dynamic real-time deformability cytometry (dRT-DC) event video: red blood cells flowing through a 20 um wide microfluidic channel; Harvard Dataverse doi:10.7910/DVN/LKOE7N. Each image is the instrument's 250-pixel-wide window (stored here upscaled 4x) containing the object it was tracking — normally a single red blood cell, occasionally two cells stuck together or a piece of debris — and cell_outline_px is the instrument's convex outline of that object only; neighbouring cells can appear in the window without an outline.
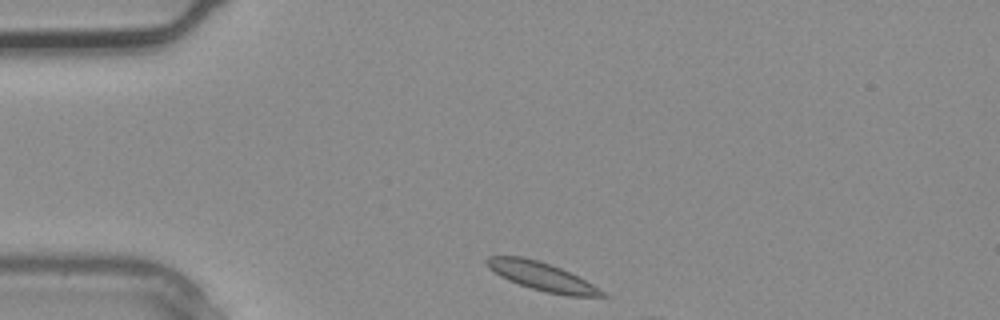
{"species": "common noctule bat (a hibernating species)", "species_latin": "Nyctalus noctula", "temperature_condition": "warm", "stored_images_in_passage": 2, "camera_frame_rate_fps": 3000, "um_per_image_px": 0.085, "animal": {"sex": "male", "body_mass_g": 20.4}, "frame": {"image": 1, "passage_image": 1, "time_ms": 0.0, "image_size_px": [1000, 320], "cell_outline_px": [[608, 296], [568, 296], [544, 292], [508, 280], [500, 276], [488, 268], [484, 260], [488, 256], [520, 256], [536, 260], [560, 268], [592, 284], [604, 292]], "centroid_in_image_um": [46.0, 23.49], "position_along_channel_um": 39.0, "area_um2": 18.67}}